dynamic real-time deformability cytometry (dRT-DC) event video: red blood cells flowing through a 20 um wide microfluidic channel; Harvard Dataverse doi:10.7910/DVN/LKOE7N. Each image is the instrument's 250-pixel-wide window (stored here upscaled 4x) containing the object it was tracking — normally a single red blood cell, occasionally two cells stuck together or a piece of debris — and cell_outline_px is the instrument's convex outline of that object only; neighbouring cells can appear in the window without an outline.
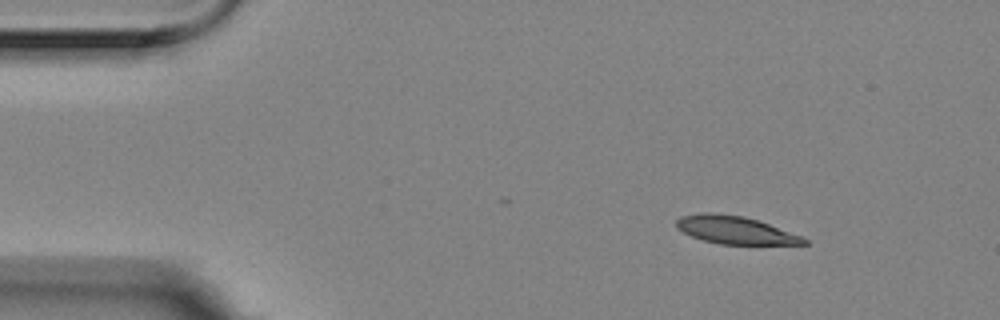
{"species": "Egyptian fruit bat (a non-hibernating species)", "species_latin": "Rousettus aegyptiacus", "temperature_condition": "room temperature", "stored_images_in_passage": 6, "camera_frame_rate_fps": 3000, "um_per_image_px": 0.085, "animal": {"sex": "female"}, "frame": {"image": 1, "passage_image": 1, "time_ms": 0.0, "image_size_px": [1000, 320], "cell_outline_px": [[808, 244], [720, 244], [704, 240], [692, 236], [676, 228], [676, 220], [680, 216], [700, 212], [716, 212], [744, 216], [768, 224], [800, 236], [808, 240]], "centroid_in_image_um": [62.43, 19.53], "position_along_channel_um": 22.6, "area_um2": 20.46}}
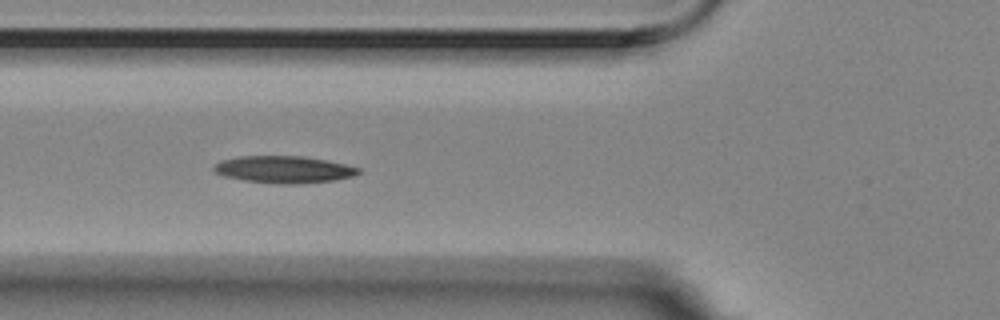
{"frame": {"image": 2, "passage_image": 5, "time_ms": 1.333, "image_size_px": [1000, 320], "cell_outline_px": [[364, 172], [352, 176], [336, 180], [300, 184], [280, 184], [244, 180], [224, 176], [216, 172], [212, 168], [220, 160], [236, 156], [304, 156], [344, 164], [360, 168]], "centroid_in_image_um": [24.14, 14.4], "position_along_channel_um": 101.7, "area_um2": 22.89}}
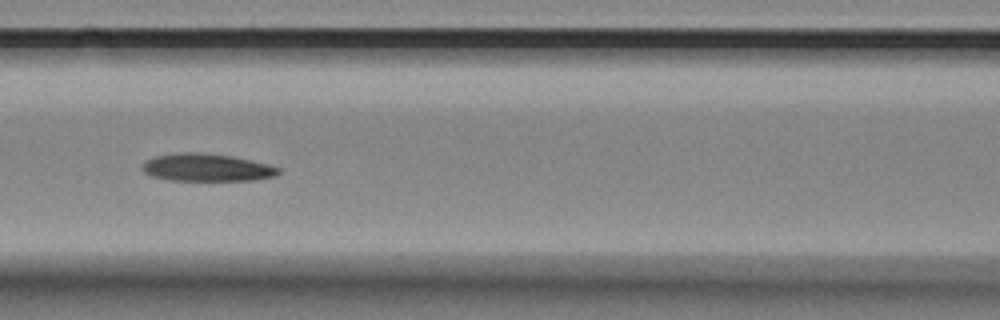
{"frame": {"image": 3, "passage_image": 6, "time_ms": 1.667, "image_size_px": [1000, 320], "cell_outline_px": [[280, 172], [272, 176], [252, 180], [168, 180], [152, 176], [144, 172], [144, 164], [148, 160], [156, 156], [180, 152], [196, 152], [232, 156], [268, 164], [280, 168]], "centroid_in_image_um": [17.58, 14.24], "position_along_channel_um": 149.0, "area_um2": 21.5}}